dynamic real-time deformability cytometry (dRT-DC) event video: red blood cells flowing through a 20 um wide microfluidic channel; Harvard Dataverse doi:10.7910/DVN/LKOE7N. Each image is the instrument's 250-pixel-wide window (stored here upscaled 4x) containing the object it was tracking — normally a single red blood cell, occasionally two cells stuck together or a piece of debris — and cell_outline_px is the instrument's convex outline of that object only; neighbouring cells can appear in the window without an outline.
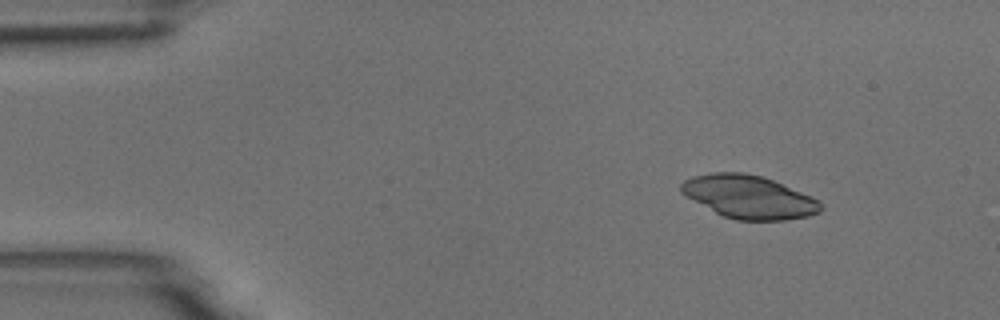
{"species": "common noctule bat (a hibernating species)", "species_latin": "Nyctalus noctula", "temperature_condition": "room temperature", "stored_images_in_passage": 6, "camera_frame_rate_fps": 3000, "um_per_image_px": 0.085, "animal": {"sex": "male", "body_mass_g": 18.8}, "frame": {"image": 1, "passage_image": 1, "time_ms": 0.0, "image_size_px": [1000, 320], "cell_outline_px": [[824, 208], [820, 212], [808, 216], [784, 220], [736, 220], [724, 216], [716, 212], [680, 192], [680, 184], [684, 180], [692, 176], [712, 172], [744, 172], [760, 176], [772, 180], [812, 196], [820, 200], [824, 204]], "centroid_in_image_um": [63.69, 16.73], "position_along_channel_um": 21.3, "area_um2": 34.91}}